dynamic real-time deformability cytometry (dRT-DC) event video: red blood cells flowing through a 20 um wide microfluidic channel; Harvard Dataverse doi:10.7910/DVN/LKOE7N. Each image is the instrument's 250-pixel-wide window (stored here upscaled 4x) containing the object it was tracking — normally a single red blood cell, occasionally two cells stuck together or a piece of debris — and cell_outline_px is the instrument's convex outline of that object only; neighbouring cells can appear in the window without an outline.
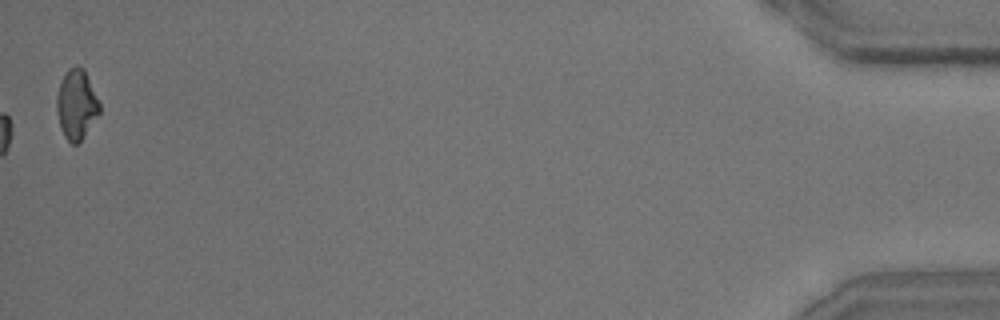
{"species": "common noctule bat (a hibernating species)", "species_latin": "Nyctalus noctula", "temperature_condition": "room temperature", "stored_images_in_passage": 40, "camera_frame_rate_fps": 3000, "um_per_image_px": 0.085, "animal": {"sex": "male", "body_mass_g": 15.6}, "frame": {"image": 1, "passage_image": 40, "time_ms": 13.0, "image_size_px": [1000, 320], "cell_outline_px": [[100, 112], [80, 140], [76, 144], [72, 144], [64, 136], [60, 124], [56, 108], [56, 96], [60, 80], [68, 68], [76, 64], [84, 68], [100, 104]], "centroid_in_image_um": [6.48, 8.81], "position_along_channel_um": 428.7, "area_um2": 17.28}, "authors_computed_cell_mechanics": {"area_um2": 16.4441, "velocity_mm_per_s": 4.0563, "shape_relaxation_time_tau1_ms": 3.3286, "shape_relaxation_time_tau2_ms": null, "deformation_change_tau1": 0.1482, "deformation_change_tau2": null}}